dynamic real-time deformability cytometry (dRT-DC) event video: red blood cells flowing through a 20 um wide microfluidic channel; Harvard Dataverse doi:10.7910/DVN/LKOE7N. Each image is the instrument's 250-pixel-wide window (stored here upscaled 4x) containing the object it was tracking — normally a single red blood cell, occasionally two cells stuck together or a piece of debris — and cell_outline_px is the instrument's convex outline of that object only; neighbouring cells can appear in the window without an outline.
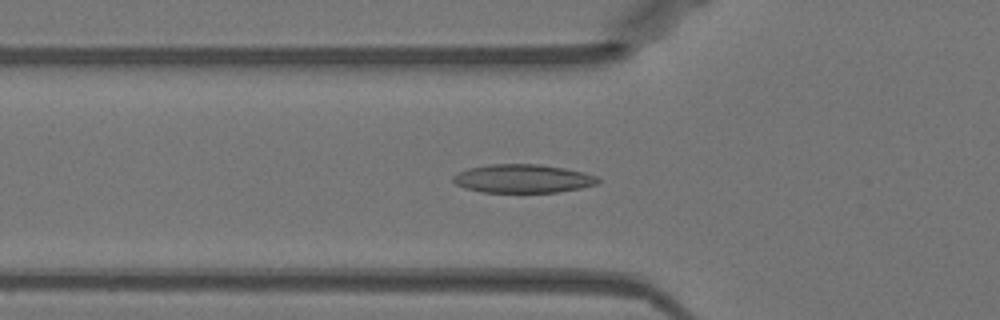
{"species": "Egyptian fruit bat (a non-hibernating species)", "species_latin": "Rousettus aegyptiacus", "temperature_condition": "warm", "stored_images_in_passage": 51, "camera_frame_rate_fps": 3000, "um_per_image_px": 0.085, "animal": {"sex": "female"}, "frame": {"image": 1, "passage_image": 18, "time_ms": 5.667, "image_size_px": [1000, 320], "cell_outline_px": [[600, 180], [596, 184], [580, 188], [556, 192], [480, 192], [464, 188], [456, 184], [452, 180], [452, 176], [468, 168], [488, 164], [540, 164], [564, 168], [584, 172], [596, 176]], "centroid_in_image_um": [44.41, 15.18], "position_along_channel_um": 81.4, "area_um2": 24.04}}
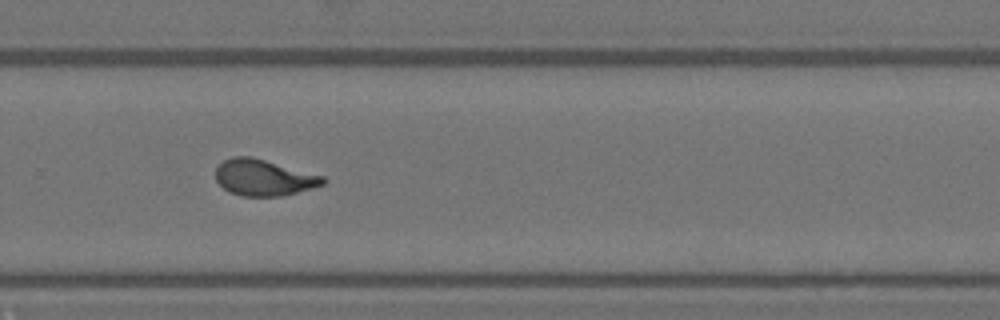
{"frame": {"image": 2, "passage_image": 35, "time_ms": 11.333, "image_size_px": [1000, 320], "cell_outline_px": [[328, 180], [324, 184], [312, 188], [280, 196], [240, 196], [224, 188], [216, 180], [216, 168], [224, 160], [232, 156], [248, 156], [264, 160], [324, 176]], "centroid_in_image_um": [22.42, 15.1], "position_along_channel_um": 307.4, "area_um2": 22.37}}
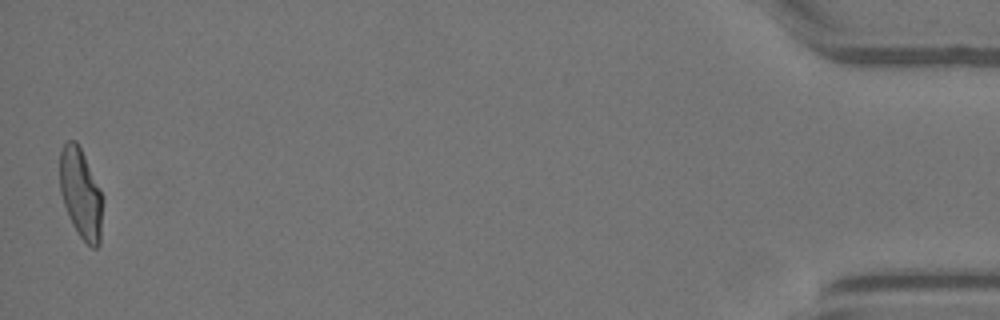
{"frame": {"image": 3, "passage_image": 51, "time_ms": 16.667, "image_size_px": [1000, 320], "cell_outline_px": [[100, 244], [96, 248], [92, 248], [80, 236], [72, 224], [68, 216], [60, 192], [60, 152], [64, 144], [68, 140], [76, 140], [100, 188]], "centroid_in_image_um": [6.82, 16.43], "position_along_channel_um": 428.4, "area_um2": 21.79}, "authors_computed_cell_mechanics": {"area_um2": 22.7154, "velocity_mm_per_s": 3.9774, "shape_relaxation_time_tau1_ms": 4.9173, "shape_relaxation_time_tau2_ms": 1.2499, "deformation_change_tau1": 0.2014, "deformation_change_tau2": 0.0628}}